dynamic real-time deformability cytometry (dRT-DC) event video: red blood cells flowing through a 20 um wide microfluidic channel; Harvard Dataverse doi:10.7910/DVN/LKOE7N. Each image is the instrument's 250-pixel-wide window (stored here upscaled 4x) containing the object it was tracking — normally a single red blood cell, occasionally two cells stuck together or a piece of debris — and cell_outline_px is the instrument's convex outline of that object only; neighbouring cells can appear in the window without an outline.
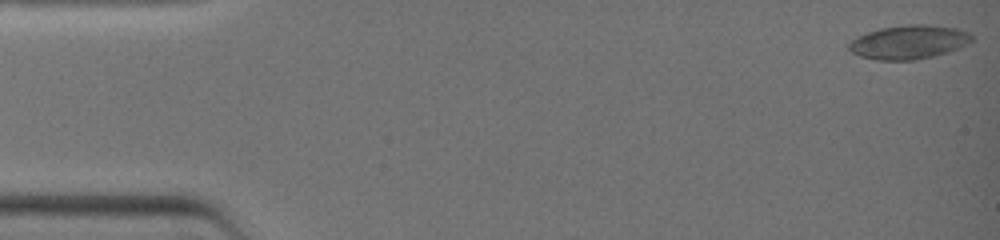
{"species": "common noctule bat (a hibernating species)", "species_latin": "Nyctalus noctula", "temperature_condition": "warm", "stored_images_in_passage": 37, "camera_frame_rate_fps": 3000, "um_per_image_px": 0.085, "animal": {"sex": "female", "body_mass_g": 19.0, "forearm_length_mm": 51.5}, "frame": {"image": 1, "passage_image": 1, "time_ms": 0.0, "image_size_px": [1000, 240], "cell_outline_px": [[972, 40], [968, 44], [948, 52], [916, 60], [876, 60], [860, 56], [852, 52], [848, 48], [848, 44], [856, 36], [880, 28], [904, 24], [924, 24], [956, 28], [968, 32], [972, 36]], "centroid_in_image_um": [77.23, 3.57], "position_along_channel_um": 7.8, "area_um2": 24.28}}
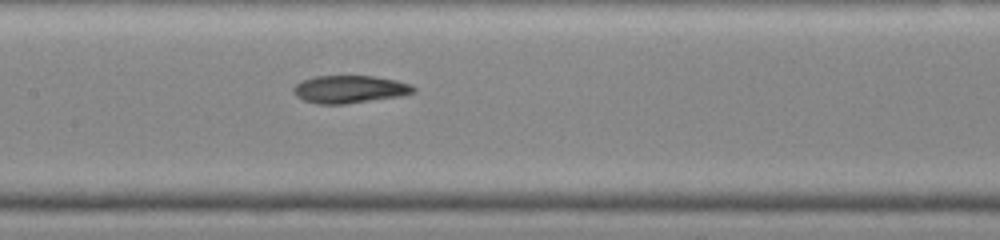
{"frame": {"image": 2, "passage_image": 20, "time_ms": 6.333, "image_size_px": [1000, 240], "cell_outline_px": [[416, 92], [400, 96], [344, 104], [316, 104], [304, 100], [296, 96], [292, 92], [292, 88], [300, 80], [316, 76], [376, 76], [396, 80], [412, 84], [416, 88]], "centroid_in_image_um": [29.71, 7.58], "position_along_channel_um": 177.7, "area_um2": 19.54}}
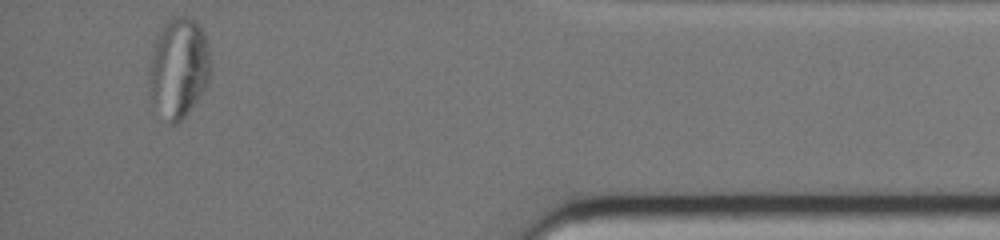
{"frame": {"image": 3, "passage_image": 37, "time_ms": 12.0, "image_size_px": [1000, 240], "cell_outline_px": [[212, 72], [204, 88], [188, 112], [176, 124], [168, 124], [152, 104], [148, 80], [152, 48], [156, 36], [164, 24], [172, 16], [192, 16], [196, 20], [204, 32], [212, 64]], "centroid_in_image_um": [15.18, 5.74], "position_along_channel_um": 420.0, "area_um2": 36.36}}